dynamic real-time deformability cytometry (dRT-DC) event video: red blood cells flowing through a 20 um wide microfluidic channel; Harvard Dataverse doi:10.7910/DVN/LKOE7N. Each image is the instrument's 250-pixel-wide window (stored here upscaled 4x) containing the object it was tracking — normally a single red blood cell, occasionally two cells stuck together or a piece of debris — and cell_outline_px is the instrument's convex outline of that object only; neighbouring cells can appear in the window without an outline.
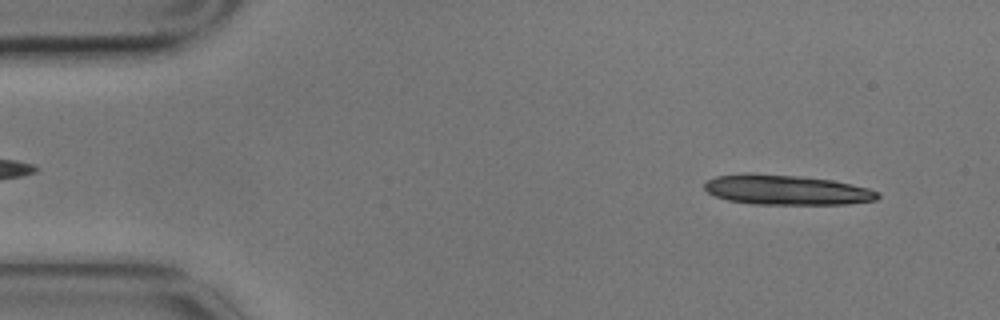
{"species": "common noctule bat (a hibernating species)", "species_latin": "Nyctalus noctula", "temperature_condition": "cold", "stored_images_in_passage": 3, "segment_of_instrument_passage": [2, 2], "camera_frame_rate_fps": 3000, "um_per_image_px": 0.085, "animal": {"sex": "male", "body_mass_g": 17.9}, "frame": {"image": 1, "passage_image": 3, "time_ms": 0.667, "image_size_px": [1000, 320], "cell_outline_px": [[880, 196], [876, 200], [848, 204], [752, 204], [728, 200], [716, 196], [708, 192], [704, 188], [704, 180], [716, 176], [744, 172], [748, 172], [800, 176], [832, 180], [852, 184], [868, 188], [880, 192]], "centroid_in_image_um": [66.82, 16.13], "position_along_channel_um": 18.2, "area_um2": 30.58}}